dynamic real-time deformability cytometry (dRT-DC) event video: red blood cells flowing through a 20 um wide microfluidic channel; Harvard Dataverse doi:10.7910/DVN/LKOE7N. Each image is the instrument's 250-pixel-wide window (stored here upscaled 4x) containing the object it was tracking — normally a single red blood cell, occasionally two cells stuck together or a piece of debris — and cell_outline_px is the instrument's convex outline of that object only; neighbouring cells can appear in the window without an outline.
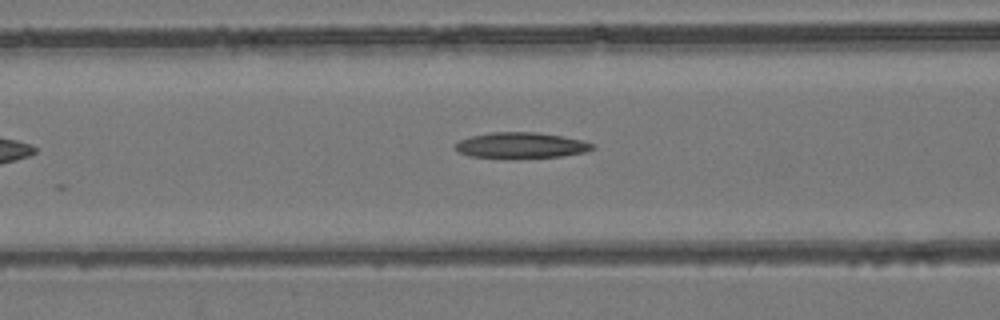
{"species": "common noctule bat (a hibernating species)", "species_latin": "Nyctalus noctula", "temperature_condition": "room temperature", "stored_images_in_passage": 20, "camera_frame_rate_fps": 3000, "um_per_image_px": 0.085, "animal": {"sex": "female", "body_mass_g": 24.6, "forearm_length_mm": 56.2}, "frame": {"image": 1, "passage_image": 8, "time_ms": 2.333, "image_size_px": [1000, 320], "cell_outline_px": [[596, 148], [584, 152], [560, 156], [468, 156], [456, 152], [452, 148], [460, 140], [472, 136], [492, 132], [536, 132], [564, 136], [596, 144]], "centroid_in_image_um": [44.29, 12.32], "position_along_channel_um": 122.3, "area_um2": 20.0}}
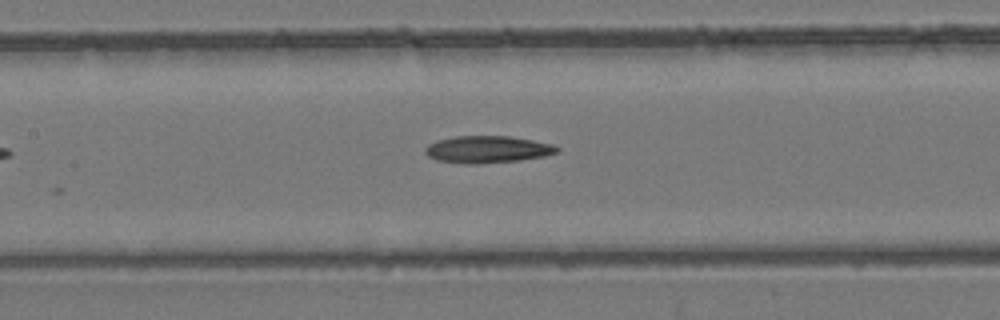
{"frame": {"image": 2, "passage_image": 11, "time_ms": 3.333, "image_size_px": [1000, 320], "cell_outline_px": [[560, 152], [544, 156], [520, 160], [476, 164], [436, 160], [428, 156], [424, 152], [424, 148], [428, 144], [436, 140], [456, 136], [508, 136], [532, 140], [552, 144], [560, 148]], "centroid_in_image_um": [41.43, 12.69], "position_along_channel_um": 166.0, "area_um2": 20.75}}
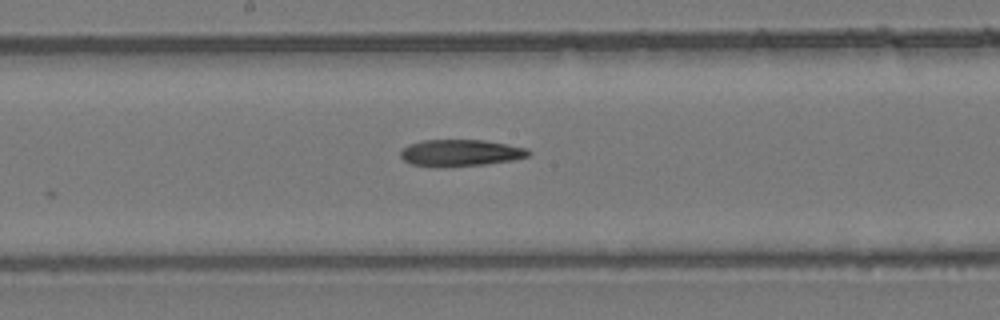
{"frame": {"image": 3, "passage_image": 14, "time_ms": 4.333, "image_size_px": [1000, 320], "cell_outline_px": [[532, 152], [528, 156], [512, 160], [484, 164], [444, 168], [436, 168], [412, 164], [404, 160], [400, 156], [400, 152], [408, 144], [424, 140], [484, 140], [528, 148]], "centroid_in_image_um": [39.12, 13.01], "position_along_channel_um": 209.1, "area_um2": 20.11}}